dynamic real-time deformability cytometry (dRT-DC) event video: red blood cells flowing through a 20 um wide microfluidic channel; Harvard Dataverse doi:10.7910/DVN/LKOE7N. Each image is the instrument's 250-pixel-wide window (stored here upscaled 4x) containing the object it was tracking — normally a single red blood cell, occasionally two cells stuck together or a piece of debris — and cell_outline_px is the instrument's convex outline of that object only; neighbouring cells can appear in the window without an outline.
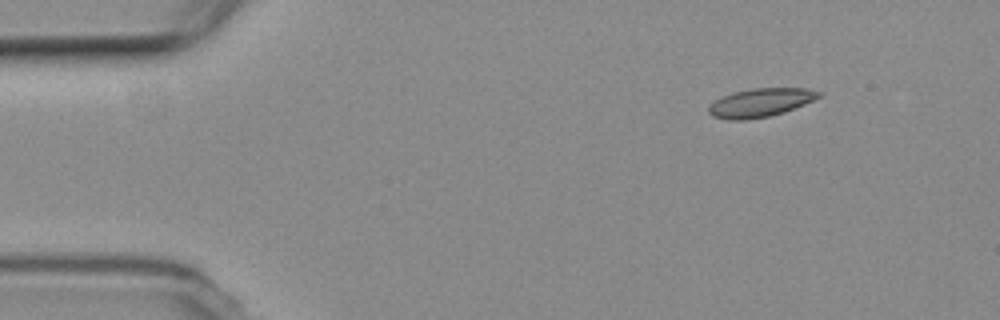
{"species": "common noctule bat (a hibernating species)", "species_latin": "Nyctalus noctula", "temperature_condition": "room temperature", "stored_images_in_passage": 5, "camera_frame_rate_fps": 3000, "um_per_image_px": 0.085, "animal": {"sex": "female", "body_mass_g": 19.3, "forearm_length_mm": 54.1}, "frame": {"image": 1, "passage_image": 1, "time_ms": 0.0, "image_size_px": [1000, 320], "cell_outline_px": [[820, 96], [804, 104], [784, 112], [768, 116], [744, 120], [728, 120], [712, 116], [708, 112], [708, 108], [716, 100], [732, 92], [752, 88], [808, 88], [820, 92]], "centroid_in_image_um": [64.62, 8.72], "position_along_channel_um": 20.4, "area_um2": 18.09}}
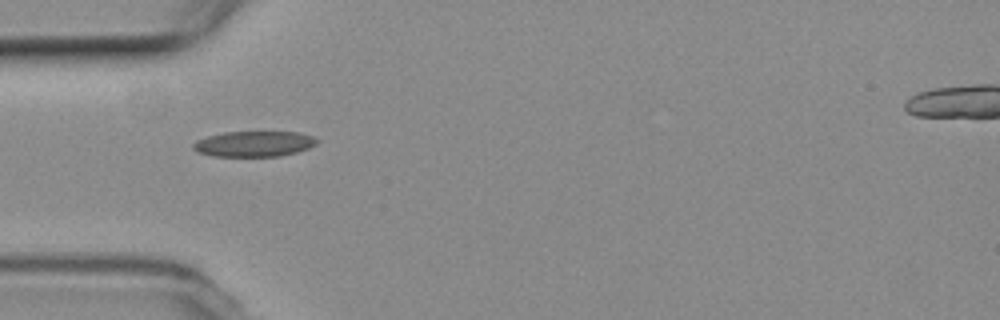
{"frame": {"image": 2, "passage_image": 4, "time_ms": 3.667, "image_size_px": [1000, 320], "cell_outline_px": [[320, 140], [316, 144], [308, 148], [296, 152], [280, 156], [212, 156], [196, 152], [192, 148], [192, 144], [196, 140], [208, 136], [224, 132], [300, 132], [312, 136]], "centroid_in_image_um": [21.58, 12.23], "position_along_channel_um": 63.4, "area_um2": 18.5}}
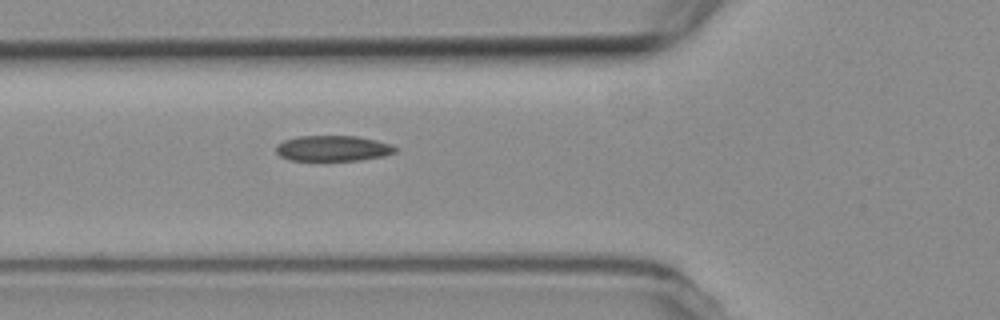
{"frame": {"image": 3, "passage_image": 5, "time_ms": 4.667, "image_size_px": [1000, 320], "cell_outline_px": [[400, 148], [396, 152], [384, 156], [360, 160], [288, 160], [280, 156], [276, 152], [276, 144], [284, 140], [296, 136], [356, 136], [376, 140], [392, 144]], "centroid_in_image_um": [28.32, 12.6], "position_along_channel_um": 97.5, "area_um2": 17.98}}